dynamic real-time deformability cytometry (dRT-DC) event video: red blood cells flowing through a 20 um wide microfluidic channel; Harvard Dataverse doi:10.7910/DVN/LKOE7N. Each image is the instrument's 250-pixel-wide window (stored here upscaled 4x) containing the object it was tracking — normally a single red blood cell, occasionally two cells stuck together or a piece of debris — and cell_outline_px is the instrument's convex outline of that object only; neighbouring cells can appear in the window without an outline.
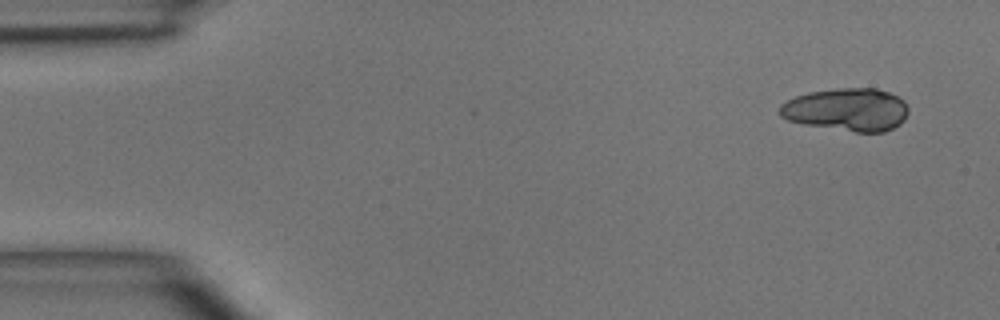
{"species": "common noctule bat (a hibernating species)", "species_latin": "Nyctalus noctula", "temperature_condition": "room temperature", "stored_images_in_passage": 4, "camera_frame_rate_fps": 3000, "um_per_image_px": 0.085, "animal": {"sex": "male", "body_mass_g": 15.6}, "frame": {"image": 1, "passage_image": 1, "time_ms": 0.0, "image_size_px": [1000, 320], "cell_outline_px": [[908, 112], [904, 120], [900, 124], [884, 132], [856, 132], [804, 124], [788, 120], [780, 116], [780, 104], [796, 96], [808, 92], [836, 88], [876, 88], [888, 92], [904, 100], [908, 108]], "centroid_in_image_um": [72.0, 9.31], "position_along_channel_um": 13.0, "area_um2": 32.14}}